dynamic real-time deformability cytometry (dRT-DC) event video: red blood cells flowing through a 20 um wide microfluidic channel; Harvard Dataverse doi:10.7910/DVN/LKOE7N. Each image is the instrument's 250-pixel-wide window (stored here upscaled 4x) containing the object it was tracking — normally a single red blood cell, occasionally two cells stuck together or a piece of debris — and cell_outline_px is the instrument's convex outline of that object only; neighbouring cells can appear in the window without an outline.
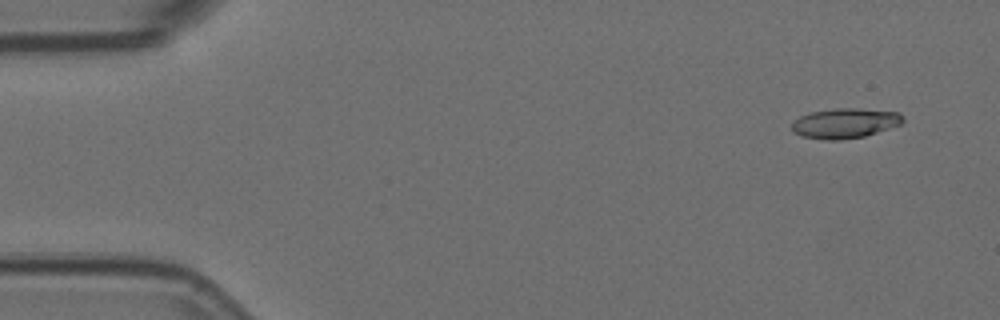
{"species": "Egyptian fruit bat (a non-hibernating species)", "species_latin": "Rousettus aegyptiacus", "temperature_condition": "room temperature", "stored_images_in_passage": 15, "camera_frame_rate_fps": 3000, "um_per_image_px": 0.085, "animal": {"sex": "female"}, "frame": {"image": 1, "passage_image": 4, "time_ms": 1.0, "image_size_px": [1000, 320], "cell_outline_px": [[904, 120], [900, 124], [864, 136], [836, 140], [828, 140], [804, 136], [792, 132], [792, 124], [800, 116], [812, 112], [836, 108], [860, 108], [900, 112], [904, 116]], "centroid_in_image_um": [71.84, 10.46], "position_along_channel_um": 13.2, "area_um2": 19.19}}